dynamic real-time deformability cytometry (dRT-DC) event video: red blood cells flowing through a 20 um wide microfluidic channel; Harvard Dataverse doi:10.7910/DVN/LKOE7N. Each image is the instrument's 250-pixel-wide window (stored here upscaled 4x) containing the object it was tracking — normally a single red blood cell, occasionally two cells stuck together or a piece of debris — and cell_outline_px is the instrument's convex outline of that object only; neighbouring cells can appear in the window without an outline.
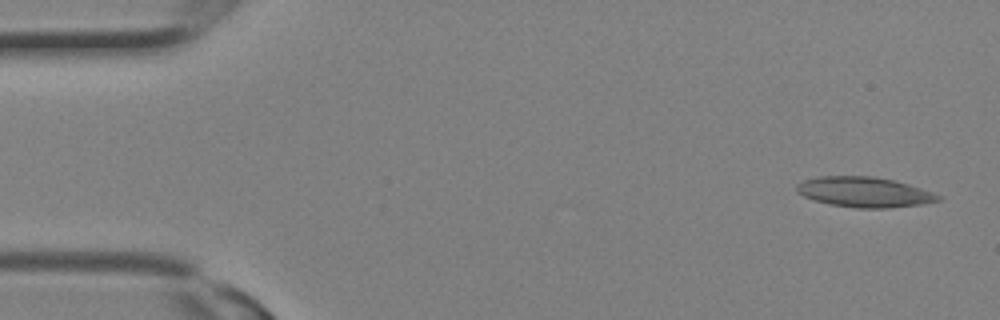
{"species": "Egyptian fruit bat (a non-hibernating species)", "species_latin": "Rousettus aegyptiacus", "temperature_condition": "room temperature", "stored_images_in_passage": 13, "camera_frame_rate_fps": 3000, "um_per_image_px": 0.085, "animal": {"sex": "female"}, "frame": {"image": 1, "passage_image": 1, "time_ms": 0.0, "image_size_px": [1000, 320], "cell_outline_px": [[944, 196], [940, 200], [920, 204], [888, 208], [856, 208], [828, 204], [804, 196], [796, 192], [796, 184], [804, 180], [820, 176], [872, 176], [892, 180], [908, 184]], "centroid_in_image_um": [73.45, 16.33], "position_along_channel_um": 11.5, "area_um2": 24.8}}
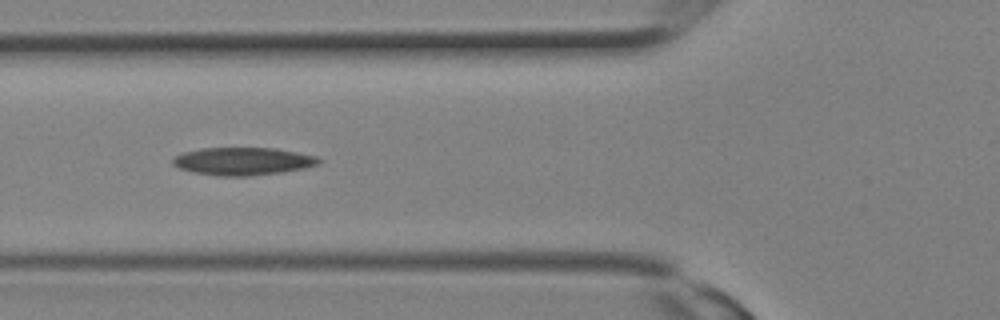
{"frame": {"image": 2, "passage_image": 10, "time_ms": 3.0, "image_size_px": [1000, 320], "cell_outline_px": [[320, 164], [304, 168], [280, 172], [248, 176], [216, 176], [192, 172], [180, 168], [172, 164], [172, 160], [176, 156], [184, 152], [204, 148], [276, 148], [316, 156], [320, 160]], "centroid_in_image_um": [20.64, 13.71], "position_along_channel_um": 105.2, "area_um2": 23.47}}
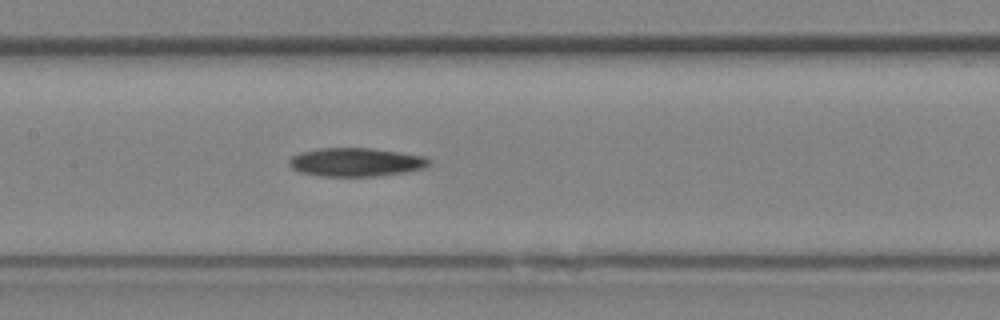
{"frame": {"image": 3, "passage_image": 13, "time_ms": 4.0, "image_size_px": [1000, 320], "cell_outline_px": [[432, 164], [424, 168], [408, 172], [376, 176], [324, 176], [300, 172], [292, 168], [288, 164], [288, 160], [292, 156], [300, 152], [320, 148], [372, 148], [400, 152], [424, 156], [432, 160]], "centroid_in_image_um": [30.29, 13.78], "position_along_channel_um": 177.1, "area_um2": 23.47}}